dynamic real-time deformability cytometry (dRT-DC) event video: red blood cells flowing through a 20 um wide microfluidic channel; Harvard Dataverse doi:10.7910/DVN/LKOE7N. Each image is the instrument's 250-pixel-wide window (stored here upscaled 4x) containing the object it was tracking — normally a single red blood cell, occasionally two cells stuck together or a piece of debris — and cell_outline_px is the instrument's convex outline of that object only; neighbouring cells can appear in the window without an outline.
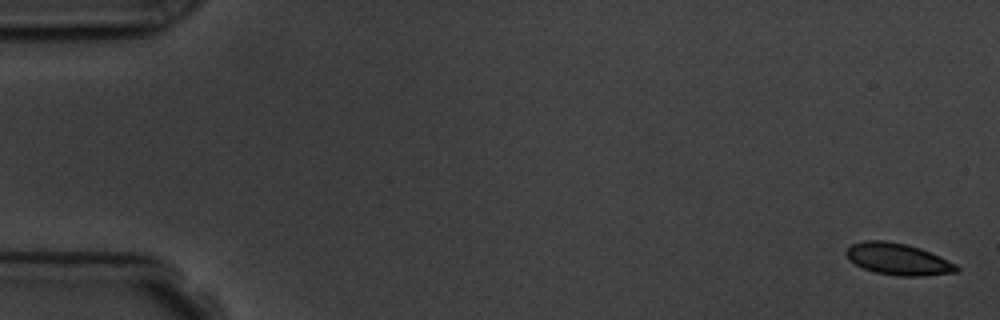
{"species": "common noctule bat (a hibernating species)", "species_latin": "Nyctalus noctula", "temperature_condition": "room temperature", "stored_images_in_passage": 15, "camera_frame_rate_fps": 3000, "um_per_image_px": 0.085, "animal": {"sex": "male", "body_mass_g": 19.5, "forearm_length_mm": 54.6}, "frame": {"image": 1, "passage_image": 1, "time_ms": 0.0, "image_size_px": [1000, 320], "cell_outline_px": [[960, 268], [956, 272], [920, 276], [900, 276], [876, 272], [864, 268], [848, 260], [844, 252], [852, 244], [868, 240], [884, 240], [908, 244], [920, 248], [940, 256], [956, 264]], "centroid_in_image_um": [76.33, 22.02], "position_along_channel_um": 8.7, "area_um2": 20.29}}
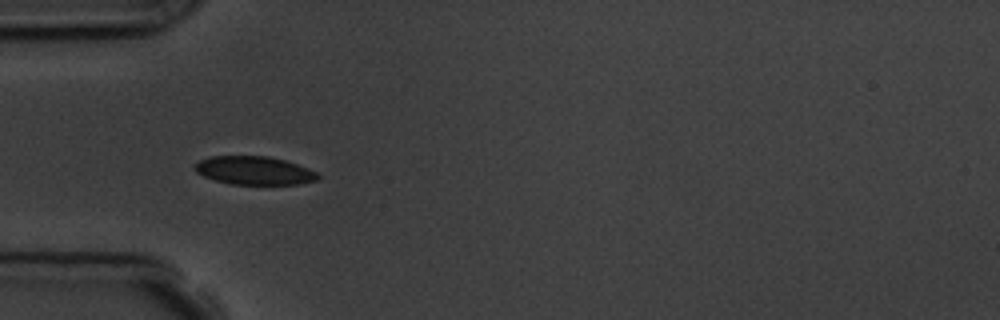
{"frame": {"image": 2, "passage_image": 5, "time_ms": 5.333, "image_size_px": [1000, 320], "cell_outline_px": [[320, 176], [316, 180], [300, 184], [232, 184], [216, 180], [204, 176], [196, 172], [192, 168], [200, 160], [212, 156], [268, 156], [284, 160], [308, 168], [316, 172]], "centroid_in_image_um": [21.6, 14.49], "position_along_channel_um": 63.4, "area_um2": 20.17}, "authors_computed_cell_mechanics": {"area_um2": 20.2878, "velocity_mm_per_s": 3.7231, "shape_relaxation_time_tau1_ms": 1.2633, "shape_relaxation_time_tau2_ms": null, "deformation_change_tau1": 0.046, "deformation_change_tau2": null}}